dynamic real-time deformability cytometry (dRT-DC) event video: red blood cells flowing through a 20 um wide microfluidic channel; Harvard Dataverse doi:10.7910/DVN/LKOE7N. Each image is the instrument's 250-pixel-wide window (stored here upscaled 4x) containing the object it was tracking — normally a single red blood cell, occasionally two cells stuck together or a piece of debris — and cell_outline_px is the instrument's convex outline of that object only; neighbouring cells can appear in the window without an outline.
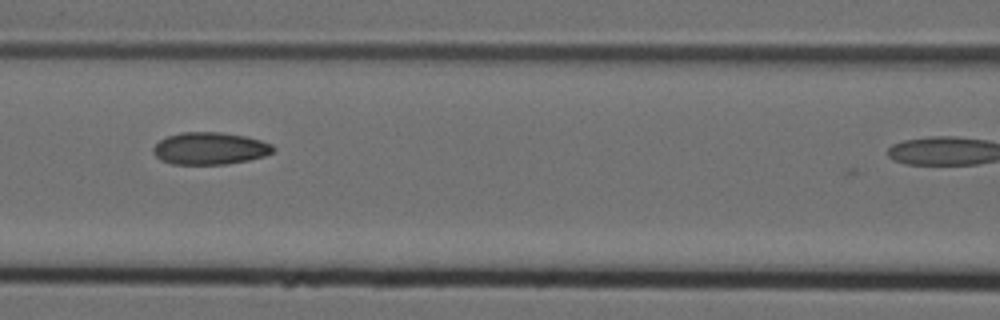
{"species": "Egyptian fruit bat (a non-hibernating species)", "species_latin": "Rousettus aegyptiacus", "temperature_condition": "cold", "stored_images_in_passage": 6, "camera_frame_rate_fps": 3000, "um_per_image_px": 0.085, "animal": {"sex": "female"}, "frame": {"image": 1, "passage_image": 3, "time_ms": 0.667, "image_size_px": [1000, 320], "cell_outline_px": [[276, 148], [272, 152], [264, 156], [248, 160], [224, 164], [172, 164], [160, 160], [152, 152], [152, 148], [160, 140], [168, 136], [180, 132], [220, 132], [244, 136], [260, 140], [272, 144]], "centroid_in_image_um": [17.82, 12.61], "position_along_channel_um": 148.8, "area_um2": 22.48}}
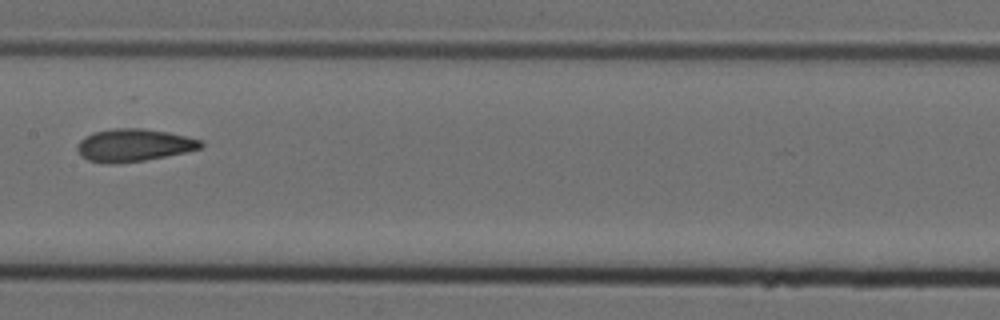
{"frame": {"image": 2, "passage_image": 6, "time_ms": 1.667, "image_size_px": [1000, 320], "cell_outline_px": [[204, 144], [200, 148], [184, 152], [144, 160], [116, 164], [108, 164], [88, 160], [80, 156], [76, 148], [80, 140], [84, 136], [92, 132], [116, 128], [144, 128], [168, 132], [200, 140]], "centroid_in_image_um": [11.3, 12.34], "position_along_channel_um": 196.1, "area_um2": 23.41}}